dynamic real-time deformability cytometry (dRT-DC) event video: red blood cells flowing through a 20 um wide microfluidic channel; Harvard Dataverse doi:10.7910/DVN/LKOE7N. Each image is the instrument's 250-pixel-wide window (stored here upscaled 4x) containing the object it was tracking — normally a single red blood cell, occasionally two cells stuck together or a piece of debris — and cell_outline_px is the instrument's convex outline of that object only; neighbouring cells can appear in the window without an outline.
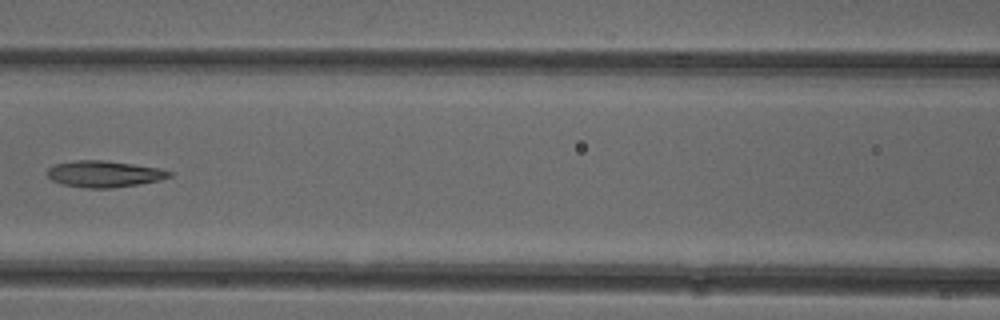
{"species": "common noctule bat (a hibernating species)", "species_latin": "Nyctalus noctula", "temperature_condition": "cold", "stored_images_in_passage": 6, "camera_frame_rate_fps": 3000, "um_per_image_px": 0.085, "animal": {"sex": "female"}, "frame": {"image": 1, "passage_image": 6, "time_ms": 5.667, "image_size_px": [1000, 320], "cell_outline_px": [[172, 176], [160, 180], [140, 184], [112, 188], [84, 188], [60, 184], [52, 180], [48, 176], [48, 168], [52, 164], [76, 160], [104, 160], [160, 168], [172, 172]], "centroid_in_image_um": [8.84, 14.79], "position_along_channel_um": 157.8, "area_um2": 18.96}}